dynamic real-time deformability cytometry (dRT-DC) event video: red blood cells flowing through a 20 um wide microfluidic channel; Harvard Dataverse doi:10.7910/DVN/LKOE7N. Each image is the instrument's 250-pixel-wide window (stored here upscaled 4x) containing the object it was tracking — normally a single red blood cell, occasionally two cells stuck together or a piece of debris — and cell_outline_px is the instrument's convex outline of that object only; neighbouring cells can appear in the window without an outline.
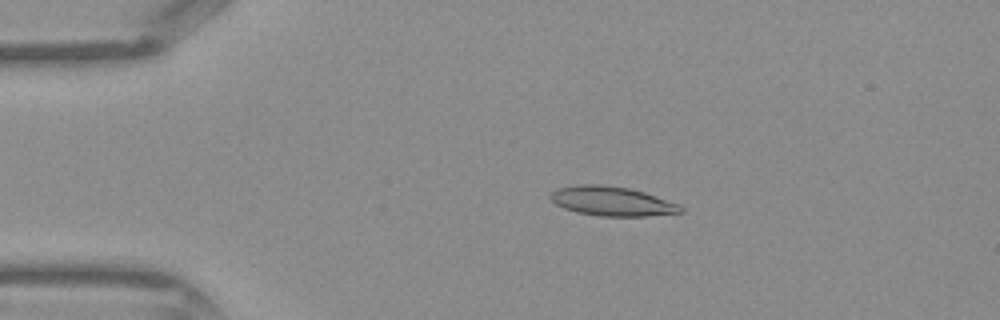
{"species": "Egyptian fruit bat (a non-hibernating species)", "species_latin": "Rousettus aegyptiacus", "temperature_condition": "warm", "stored_images_in_passage": 43, "camera_frame_rate_fps": 3000, "um_per_image_px": 0.085, "frame": {"image": 1, "passage_image": 9, "time_ms": 2.667, "image_size_px": [1000, 320], "cell_outline_px": [[684, 212], [648, 216], [596, 216], [576, 212], [564, 208], [556, 204], [548, 196], [556, 188], [576, 184], [604, 184], [628, 188], [644, 192], [680, 204], [684, 208]], "centroid_in_image_um": [52.01, 17.1], "position_along_channel_um": 33.0, "area_um2": 22.54}}
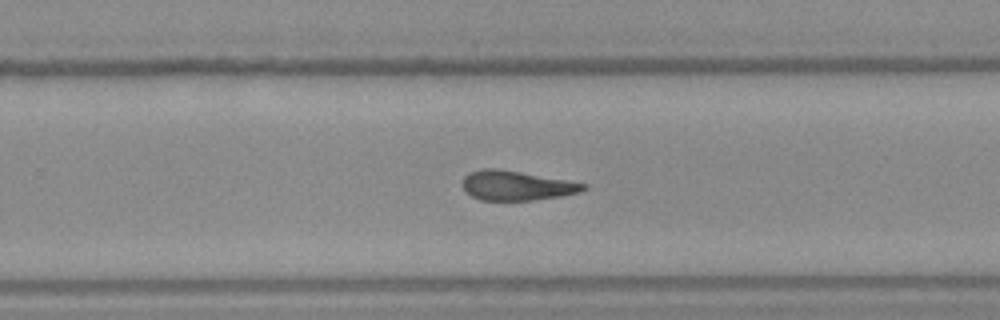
{"frame": {"image": 2, "passage_image": 28, "time_ms": 9.0, "image_size_px": [1000, 320], "cell_outline_px": [[588, 188], [580, 192], [560, 196], [532, 200], [480, 200], [472, 196], [464, 188], [464, 176], [468, 172], [484, 168], [496, 168], [568, 180], [588, 184]], "centroid_in_image_um": [43.93, 15.77], "position_along_channel_um": 285.9, "area_um2": 20.69}}
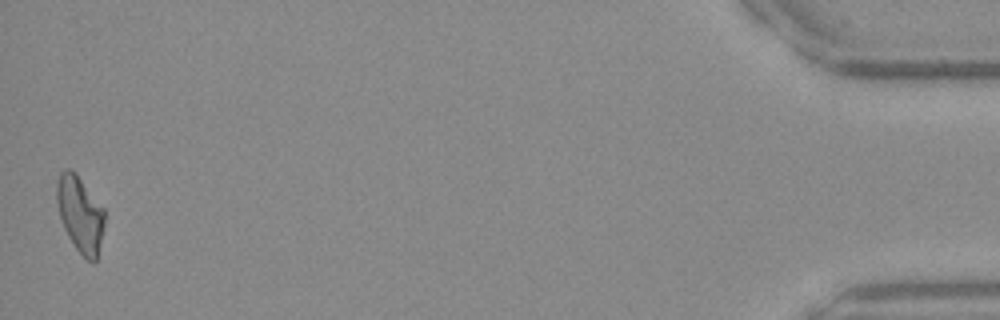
{"frame": {"image": 3, "passage_image": 43, "time_ms": 14.0, "image_size_px": [1000, 320], "cell_outline_px": [[104, 224], [96, 260], [92, 264], [76, 248], [68, 236], [64, 228], [60, 216], [56, 200], [56, 180], [60, 172], [64, 168], [68, 168], [80, 180], [104, 208]], "centroid_in_image_um": [6.79, 18.2], "position_along_channel_um": 428.4, "area_um2": 20.69}}